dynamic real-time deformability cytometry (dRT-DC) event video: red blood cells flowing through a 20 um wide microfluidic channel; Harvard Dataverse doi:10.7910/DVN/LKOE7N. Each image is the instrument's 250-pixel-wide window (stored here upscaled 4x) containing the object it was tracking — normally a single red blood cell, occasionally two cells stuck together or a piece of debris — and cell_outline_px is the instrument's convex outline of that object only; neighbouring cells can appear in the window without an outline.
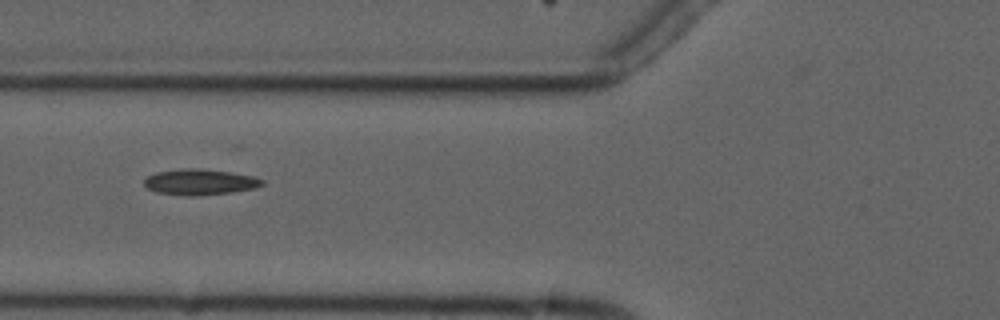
{"species": "common noctule bat (a hibernating species)", "species_latin": "Nyctalus noctula", "temperature_condition": "cold", "stored_images_in_passage": 7, "camera_frame_rate_fps": 3000, "um_per_image_px": 0.085, "animal": {"sex": "male", "forearm_length_mm": 52.5}, "frame": {"image": 1, "passage_image": 6, "time_ms": 6.0, "image_size_px": [1000, 320], "cell_outline_px": [[264, 184], [256, 188], [232, 192], [200, 196], [188, 196], [156, 192], [148, 188], [144, 184], [144, 180], [148, 176], [156, 172], [180, 168], [200, 168], [232, 172], [252, 176], [264, 180]], "centroid_in_image_um": [17.0, 15.47], "position_along_channel_um": 108.8, "area_um2": 17.92}}
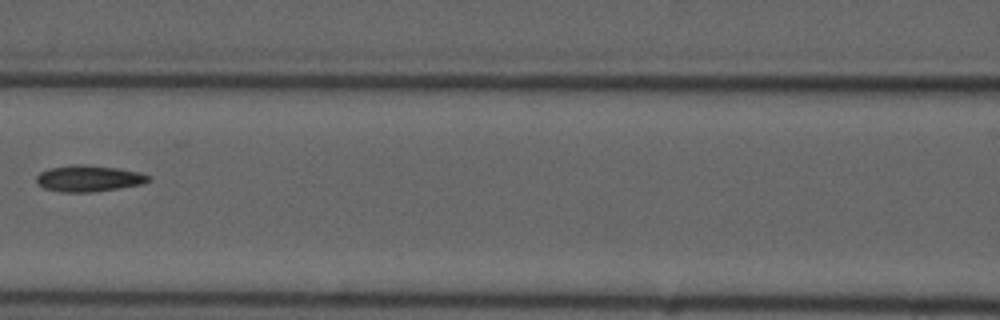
{"frame": {"image": 2, "passage_image": 7, "time_ms": 7.333, "image_size_px": [1000, 320], "cell_outline_px": [[152, 180], [140, 184], [120, 188], [92, 192], [60, 192], [44, 188], [36, 180], [36, 176], [40, 172], [48, 168], [72, 164], [84, 164], [116, 168], [140, 172], [152, 176]], "centroid_in_image_um": [7.55, 15.16], "position_along_channel_um": 159.0, "area_um2": 17.28}}